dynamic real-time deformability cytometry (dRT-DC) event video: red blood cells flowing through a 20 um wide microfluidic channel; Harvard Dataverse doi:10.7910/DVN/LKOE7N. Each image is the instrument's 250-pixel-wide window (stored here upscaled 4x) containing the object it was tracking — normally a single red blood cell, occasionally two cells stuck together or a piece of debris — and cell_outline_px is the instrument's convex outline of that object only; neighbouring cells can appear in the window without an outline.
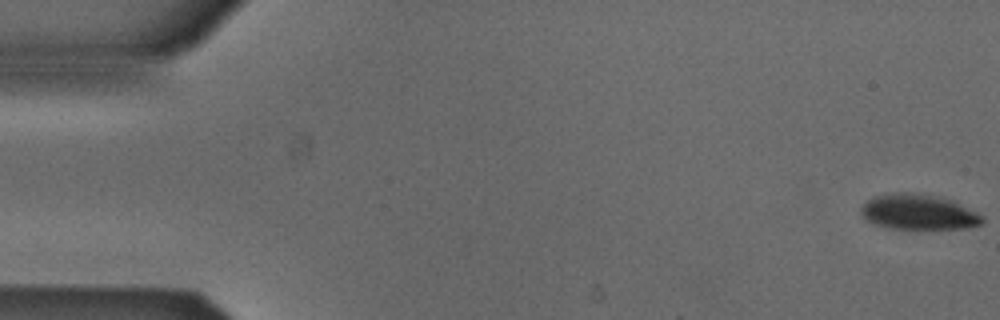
{"species": "Egyptian fruit bat (a non-hibernating species)", "species_latin": "Rousettus aegyptiacus", "temperature_condition": "cold", "stored_images_in_passage": 14, "camera_frame_rate_fps": 3000, "um_per_image_px": 0.085, "animal": {"sex": "male"}, "frame": {"image": 1, "passage_image": 1, "time_ms": 0.0, "image_size_px": [1000, 320], "cell_outline_px": [[984, 220], [980, 224], [964, 228], [892, 228], [876, 224], [868, 220], [860, 212], [860, 208], [872, 196], [896, 192], [912, 192], [936, 196], [952, 200], [984, 216]], "centroid_in_image_um": [78.06, 18.0], "position_along_channel_um": 6.9, "area_um2": 24.62}}
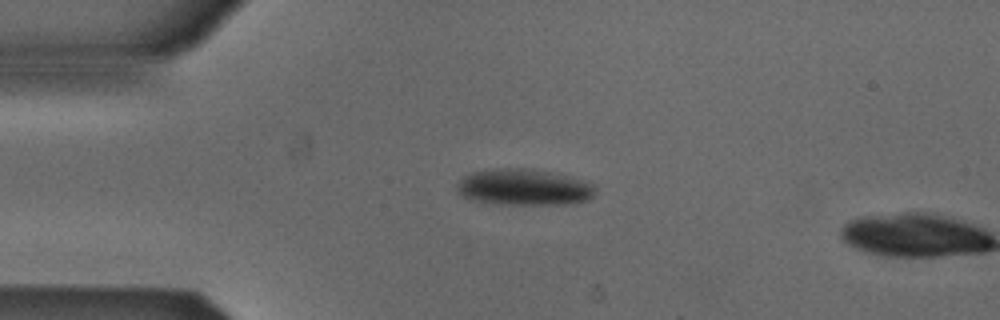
{"frame": {"image": 2, "passage_image": 13, "time_ms": 4.0, "image_size_px": [1000, 320], "cell_outline_px": [[596, 192], [588, 200], [564, 204], [500, 204], [472, 200], [456, 192], [456, 184], [464, 176], [472, 172], [496, 168], [532, 168], [560, 172], [596, 184]], "centroid_in_image_um": [44.58, 15.89], "position_along_channel_um": 40.4, "area_um2": 29.88}}